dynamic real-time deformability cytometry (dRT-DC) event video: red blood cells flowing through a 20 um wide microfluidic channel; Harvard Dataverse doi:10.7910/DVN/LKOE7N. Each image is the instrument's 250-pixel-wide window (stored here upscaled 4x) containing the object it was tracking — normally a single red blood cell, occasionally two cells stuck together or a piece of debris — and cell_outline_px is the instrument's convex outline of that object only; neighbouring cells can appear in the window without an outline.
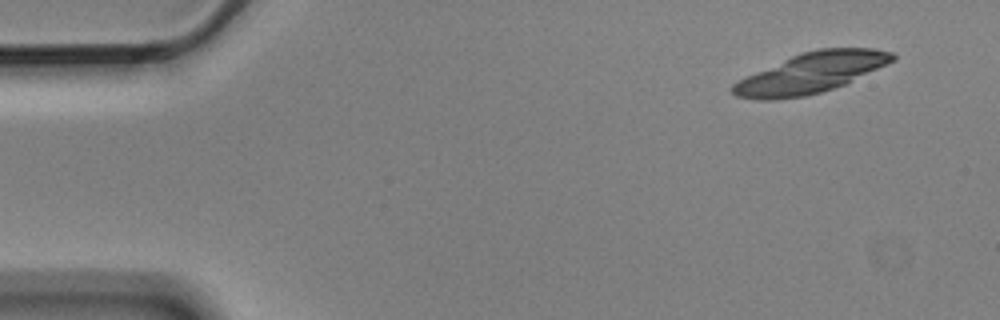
{"species": "Egyptian fruit bat (a non-hibernating species)", "species_latin": "Rousettus aegyptiacus", "temperature_condition": "cold", "stored_images_in_passage": 5, "camera_frame_rate_fps": 3000, "um_per_image_px": 0.085, "animal": {"sex": "male"}, "frame": {"image": 1, "passage_image": 1, "time_ms": 0.0, "image_size_px": [1000, 320], "cell_outline_px": [[896, 60], [844, 84], [820, 92], [804, 96], [768, 100], [756, 100], [736, 96], [732, 92], [732, 84], [756, 72], [800, 52], [816, 48], [872, 48], [892, 52], [896, 56]], "centroid_in_image_um": [68.95, 6.18], "position_along_channel_um": 16.0, "area_um2": 36.99}}
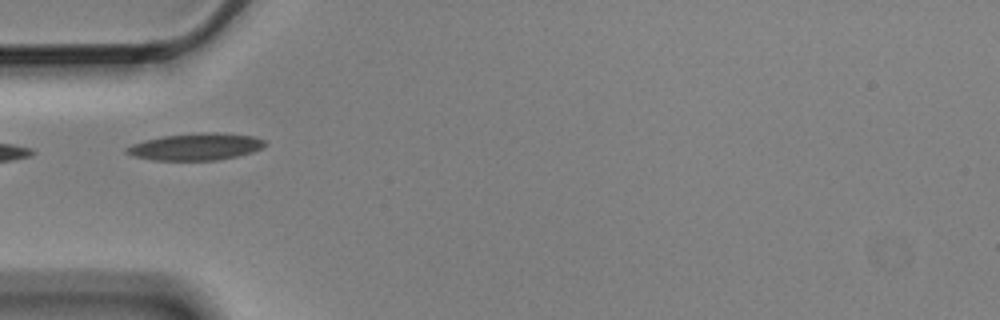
{"frame": {"image": 2, "passage_image": 5, "time_ms": 1.333, "image_size_px": [1000, 320], "cell_outline_px": [[268, 144], [264, 148], [252, 152], [236, 156], [216, 160], [152, 160], [132, 156], [124, 152], [124, 148], [132, 144], [144, 140], [164, 136], [200, 132], [216, 132], [252, 136], [264, 140]], "centroid_in_image_um": [16.63, 12.47], "position_along_channel_um": 68.4, "area_um2": 21.85}}